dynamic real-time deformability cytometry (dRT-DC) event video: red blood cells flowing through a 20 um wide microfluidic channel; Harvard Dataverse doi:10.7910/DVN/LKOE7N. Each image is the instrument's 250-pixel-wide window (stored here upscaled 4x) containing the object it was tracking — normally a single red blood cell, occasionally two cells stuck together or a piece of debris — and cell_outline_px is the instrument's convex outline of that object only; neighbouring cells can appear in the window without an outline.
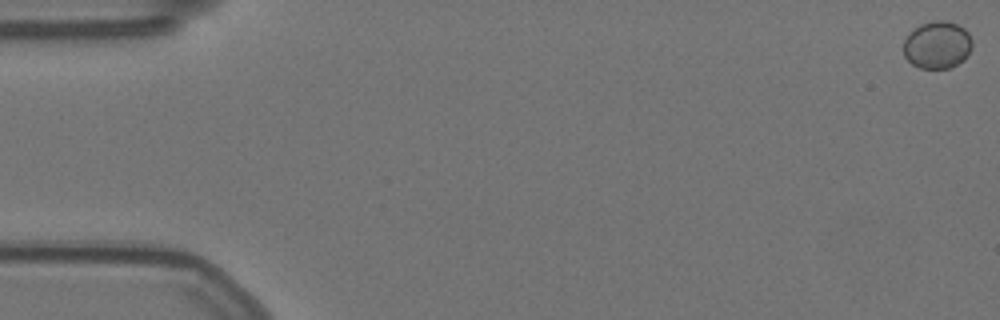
{"species": "Egyptian fruit bat (a non-hibernating species)", "species_latin": "Rousettus aegyptiacus", "temperature_condition": "warm", "stored_images_in_passage": 13, "camera_frame_rate_fps": 3000, "um_per_image_px": 0.085, "animal": {"sex": "female"}, "frame": {"image": 1, "passage_image": 1, "time_ms": 0.0, "image_size_px": [1000, 320], "cell_outline_px": [[972, 44], [964, 60], [948, 68], [920, 68], [912, 64], [904, 56], [904, 40], [920, 24], [936, 20], [944, 20], [956, 24], [964, 28], [968, 32], [972, 40]], "centroid_in_image_um": [79.67, 3.82], "position_along_channel_um": 5.3, "area_um2": 18.73}}